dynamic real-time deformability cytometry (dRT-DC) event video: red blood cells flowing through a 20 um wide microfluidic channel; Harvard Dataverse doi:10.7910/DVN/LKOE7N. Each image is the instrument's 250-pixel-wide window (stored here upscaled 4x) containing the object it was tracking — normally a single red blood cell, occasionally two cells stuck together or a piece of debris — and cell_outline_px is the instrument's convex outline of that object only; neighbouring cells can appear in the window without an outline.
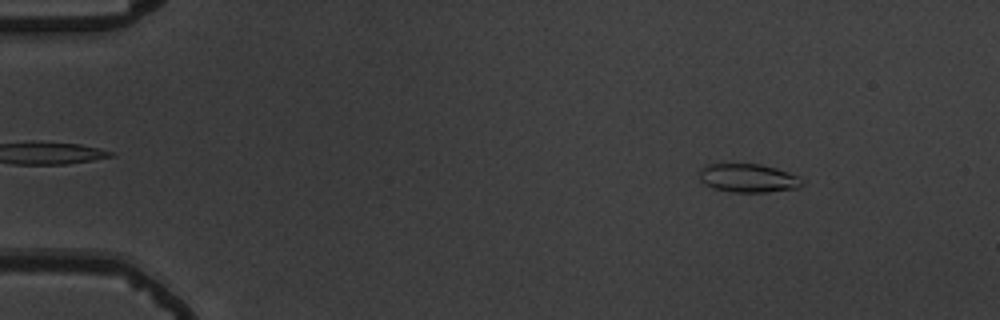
{"species": "common noctule bat (a hibernating species)", "species_latin": "Nyctalus noctula", "temperature_condition": "warm", "stored_images_in_passage": 56, "camera_frame_rate_fps": 3000, "um_per_image_px": 0.085, "animal": {"sex": "male", "body_mass_g": 19.5, "forearm_length_mm": 54.6}, "frame": {"image": 1, "passage_image": 7, "time_ms": 2.0, "image_size_px": [1000, 320], "cell_outline_px": [[804, 184], [800, 188], [768, 192], [732, 192], [716, 188], [704, 184], [700, 180], [700, 168], [704, 164], [760, 164], [776, 168], [800, 176], [804, 180]], "centroid_in_image_um": [63.64, 15.13], "position_along_channel_um": 21.4, "area_um2": 17.28}}
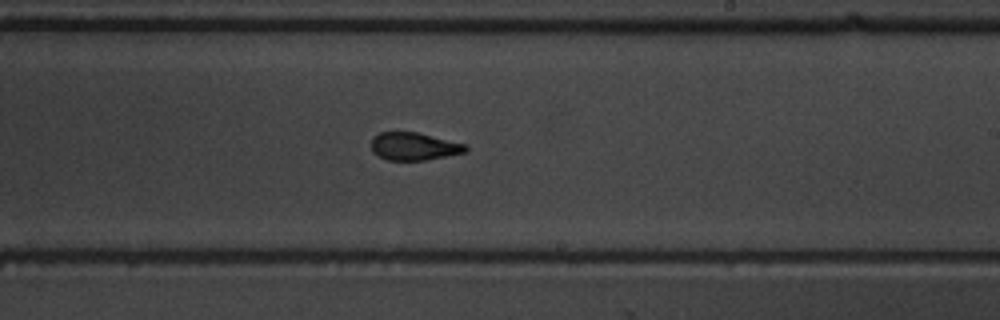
{"frame": {"image": 2, "passage_image": 34, "time_ms": 11.0, "image_size_px": [1000, 320], "cell_outline_px": [[468, 152], [424, 160], [388, 160], [372, 152], [372, 136], [380, 132], [416, 132], [464, 144], [468, 148]], "centroid_in_image_um": [35.17, 12.44], "position_along_channel_um": 253.8, "area_um2": 15.09}}
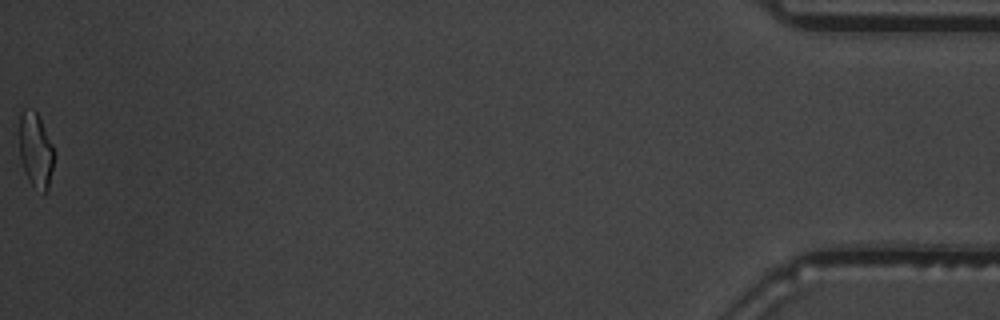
{"frame": {"image": 3, "passage_image": 56, "time_ms": 18.333, "image_size_px": [1000, 320], "cell_outline_px": [[56, 152], [48, 188], [44, 192], [32, 184], [28, 180], [20, 160], [20, 112], [24, 108], [32, 108], [36, 112]], "centroid_in_image_um": [3.04, 12.74], "position_along_channel_um": 432.2, "area_um2": 15.03}, "authors_computed_cell_mechanics": {"area_um2": 16.1262, "velocity_mm_per_s": 3.6923, "shape_relaxation_time_tau1_ms": 5.142, "shape_relaxation_time_tau2_ms": 1.4718, "deformation_change_tau1": 0.1792, "deformation_change_tau2": 0.0573}}